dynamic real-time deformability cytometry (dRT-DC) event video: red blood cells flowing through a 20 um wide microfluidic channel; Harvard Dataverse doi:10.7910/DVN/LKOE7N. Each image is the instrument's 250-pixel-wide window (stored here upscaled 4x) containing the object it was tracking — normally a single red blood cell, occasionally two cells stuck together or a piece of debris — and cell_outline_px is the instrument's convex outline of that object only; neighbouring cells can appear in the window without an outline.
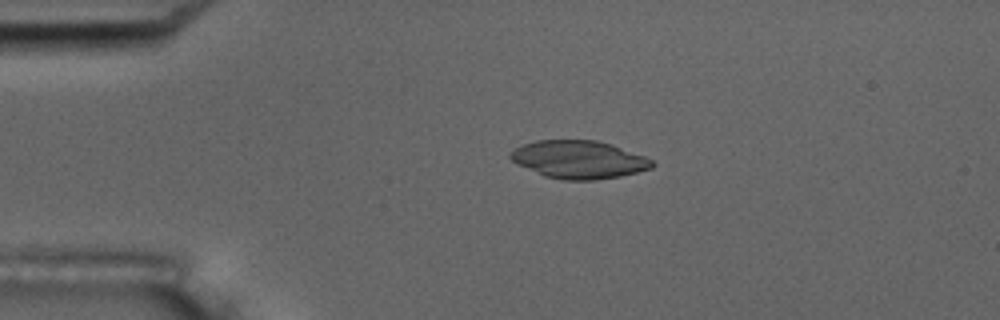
{"species": "common noctule bat (a hibernating species)", "species_latin": "Nyctalus noctula", "temperature_condition": "room temperature", "stored_images_in_passage": 16, "camera_frame_rate_fps": 3000, "um_per_image_px": 0.085, "animal": {"sex": "male", "body_mass_g": 17.5, "forearm_length_mm": 52.3}, "frame": {"image": 1, "passage_image": 3, "time_ms": 2.333, "image_size_px": [1000, 320], "cell_outline_px": [[656, 164], [652, 168], [620, 176], [596, 180], [564, 180], [544, 176], [512, 160], [508, 156], [516, 148], [524, 144], [536, 140], [596, 140], [612, 144], [644, 156], [652, 160]], "centroid_in_image_um": [49.24, 13.56], "position_along_channel_um": 35.8, "area_um2": 31.04}}